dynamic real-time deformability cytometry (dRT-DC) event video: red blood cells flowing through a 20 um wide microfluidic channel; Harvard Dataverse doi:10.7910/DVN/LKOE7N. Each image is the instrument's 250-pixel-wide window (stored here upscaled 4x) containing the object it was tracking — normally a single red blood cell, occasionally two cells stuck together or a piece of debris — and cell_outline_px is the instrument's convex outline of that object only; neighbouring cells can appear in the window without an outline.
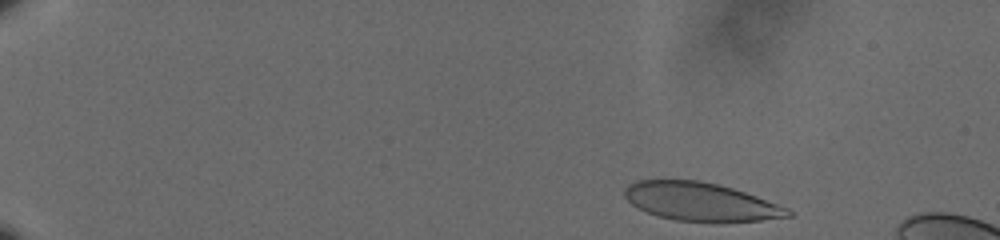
{"species": "human", "species_latin": "Homo sapiens", "temperature_condition": "cold", "stored_images_in_passage": 52, "camera_frame_rate_fps": 3000, "um_per_image_px": 0.085, "donor": {"sex": "male"}, "frame": {"image": 1, "passage_image": 2, "time_ms": 0.333, "image_size_px": [1000, 240], "cell_outline_px": [[792, 216], [760, 220], [720, 224], [716, 224], [676, 220], [660, 216], [648, 212], [632, 204], [624, 196], [624, 188], [628, 184], [636, 180], [700, 180], [732, 188], [756, 196], [788, 208], [792, 212]], "centroid_in_image_um": [59.57, 17.17], "position_along_channel_um": 25.4, "area_um2": 36.82}}
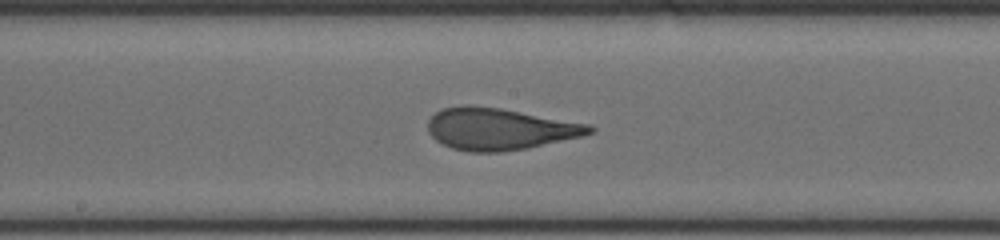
{"frame": {"image": 2, "passage_image": 28, "time_ms": 9.0, "image_size_px": [1000, 240], "cell_outline_px": [[596, 128], [592, 132], [580, 136], [528, 148], [500, 152], [468, 152], [452, 148], [436, 140], [428, 132], [428, 120], [436, 112], [444, 108], [464, 104], [468, 104], [500, 108], [588, 124]], "centroid_in_image_um": [42.42, 10.96], "position_along_channel_um": 205.8, "area_um2": 39.13}}
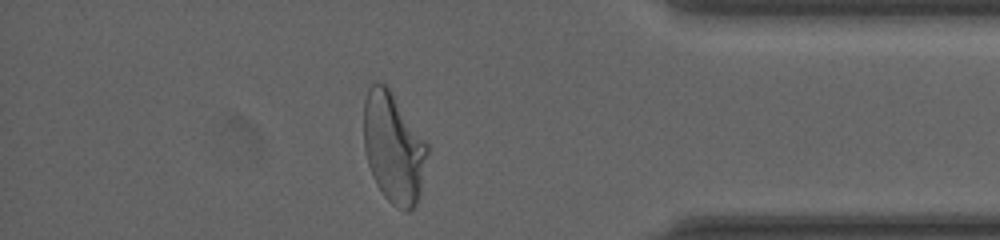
{"frame": {"image": 3, "passage_image": 46, "time_ms": 15.0, "image_size_px": [1000, 240], "cell_outline_px": [[428, 152], [420, 196], [416, 204], [408, 212], [404, 212], [396, 208], [384, 196], [376, 184], [372, 176], [368, 164], [364, 148], [364, 100], [368, 88], [376, 80], [384, 84], [392, 92], [428, 144]], "centroid_in_image_um": [33.45, 12.58], "position_along_channel_um": 401.8, "area_um2": 41.15}, "authors_computed_cell_mechanics": {"area_um2": 39.0439, "velocity_mm_per_s": 3.59, "shape_relaxation_time_tau1_ms": 5.6486, "shape_relaxation_time_tau2_ms": 0.6981, "deformation_change_tau1": 0.2163, "deformation_change_tau2": 0.0623}}